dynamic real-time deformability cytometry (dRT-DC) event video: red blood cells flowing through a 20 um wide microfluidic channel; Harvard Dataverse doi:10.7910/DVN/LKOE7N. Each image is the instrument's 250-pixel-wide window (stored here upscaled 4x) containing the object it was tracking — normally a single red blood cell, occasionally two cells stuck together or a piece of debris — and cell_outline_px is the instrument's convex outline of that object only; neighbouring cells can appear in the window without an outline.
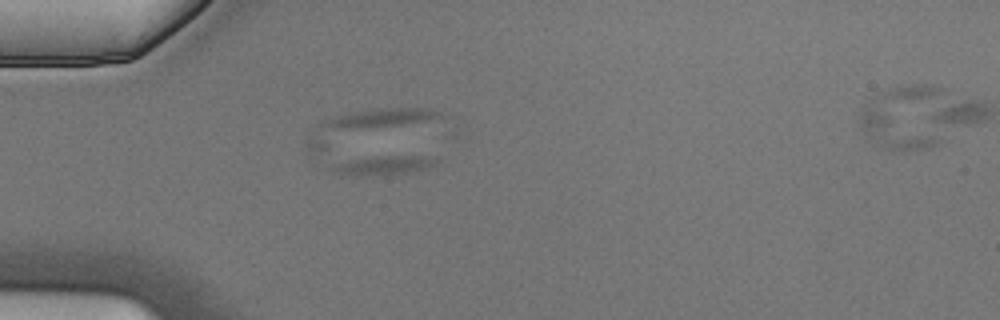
{"species": "Egyptian fruit bat (a non-hibernating species)", "species_latin": "Rousettus aegyptiacus", "temperature_condition": "cold", "stored_images_in_passage": 5, "camera_frame_rate_fps": 3000, "um_per_image_px": 0.085, "animal": {"sex": "male"}, "frame": {"image": 1, "passage_image": 5, "time_ms": 1.333, "image_size_px": [1000, 320], "cell_outline_px": [[444, 160], [428, 168], [404, 172], [376, 176], [340, 176], [328, 168], [332, 164], [356, 160], [388, 156], [436, 156]], "centroid_in_image_um": [32.63, 14.07], "position_along_channel_um": 52.4, "area_um2": 11.68}}